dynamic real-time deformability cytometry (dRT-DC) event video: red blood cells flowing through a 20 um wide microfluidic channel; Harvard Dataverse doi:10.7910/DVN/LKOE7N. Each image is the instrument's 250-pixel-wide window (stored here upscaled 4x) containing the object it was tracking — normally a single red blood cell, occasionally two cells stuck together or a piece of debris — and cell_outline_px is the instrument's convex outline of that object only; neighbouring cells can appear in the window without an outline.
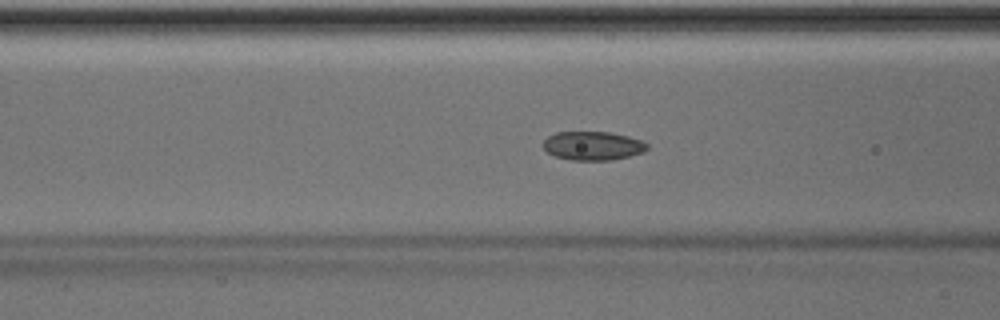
{"species": "Egyptian fruit bat (a non-hibernating species)", "species_latin": "Rousettus aegyptiacus", "temperature_condition": "room temperature", "stored_images_in_passage": 35, "camera_frame_rate_fps": 3000, "um_per_image_px": 0.085, "animal": {"sex": "male"}, "frame": {"image": 1, "passage_image": 4, "time_ms": 1.0, "image_size_px": [1000, 320], "cell_outline_px": [[648, 148], [644, 152], [612, 160], [572, 160], [556, 156], [548, 152], [544, 148], [544, 140], [548, 136], [556, 132], [608, 132], [628, 136], [640, 140], [648, 144]], "centroid_in_image_um": [50.4, 12.39], "position_along_channel_um": 116.2, "area_um2": 17.28}}
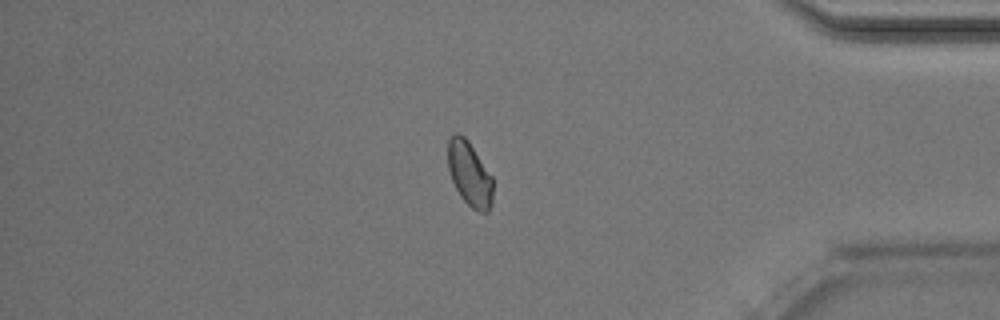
{"frame": {"image": 2, "passage_image": 27, "time_ms": 8.667, "image_size_px": [1000, 320], "cell_outline_px": [[492, 204], [488, 212], [480, 212], [472, 208], [460, 196], [452, 180], [448, 168], [448, 140], [456, 132], [460, 132], [468, 140], [492, 176]], "centroid_in_image_um": [39.91, 14.77], "position_along_channel_um": 395.3, "area_um2": 16.88}}
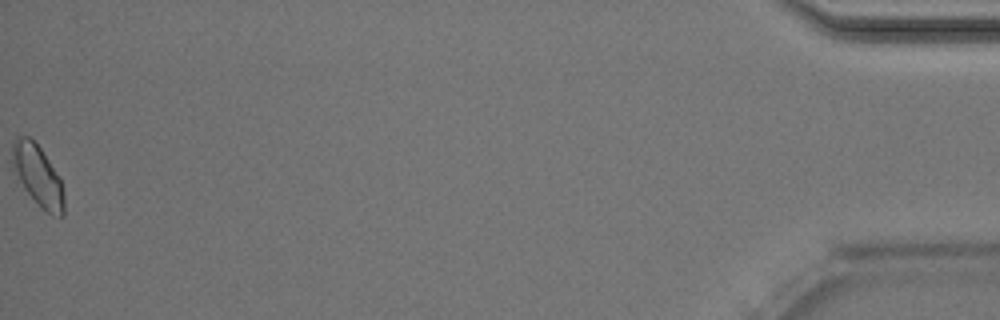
{"frame": {"image": 3, "passage_image": 35, "time_ms": 11.333, "image_size_px": [1000, 320], "cell_outline_px": [[64, 216], [52, 216], [40, 208], [16, 180], [12, 172], [12, 140], [16, 136], [28, 136], [40, 148], [60, 176], [64, 192]], "centroid_in_image_um": [3.19, 14.95], "position_along_channel_um": 432.0, "area_um2": 19.02}}